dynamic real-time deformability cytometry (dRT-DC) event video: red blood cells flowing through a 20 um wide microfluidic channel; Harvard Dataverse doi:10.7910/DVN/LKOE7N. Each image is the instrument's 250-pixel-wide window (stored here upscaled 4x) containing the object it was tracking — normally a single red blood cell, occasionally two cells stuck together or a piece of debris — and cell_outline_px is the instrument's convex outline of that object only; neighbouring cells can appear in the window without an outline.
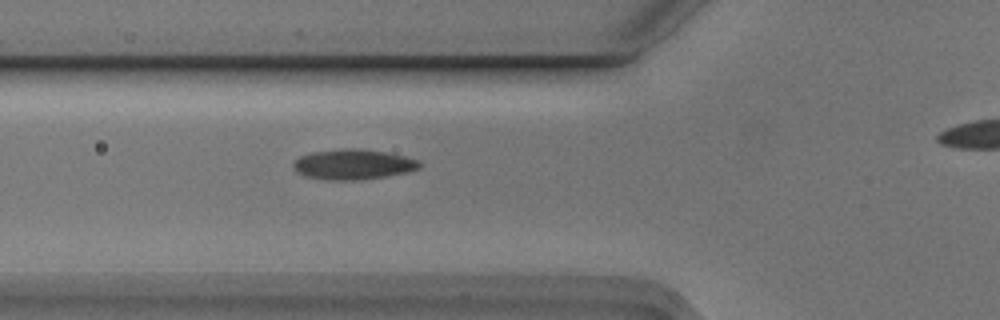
{"species": "Egyptian fruit bat (a non-hibernating species)", "species_latin": "Rousettus aegyptiacus", "temperature_condition": "cold", "stored_images_in_passage": 4, "camera_frame_rate_fps": 3000, "um_per_image_px": 0.085, "animal": {"sex": "male"}, "frame": {"image": 1, "passage_image": 3, "time_ms": 0.667, "image_size_px": [1000, 320], "cell_outline_px": [[424, 164], [420, 168], [408, 172], [384, 176], [352, 180], [332, 180], [304, 176], [296, 172], [292, 164], [300, 156], [312, 152], [340, 148], [360, 148], [388, 152], [420, 160]], "centroid_in_image_um": [30.05, 13.95], "position_along_channel_um": 95.8, "area_um2": 22.37}}